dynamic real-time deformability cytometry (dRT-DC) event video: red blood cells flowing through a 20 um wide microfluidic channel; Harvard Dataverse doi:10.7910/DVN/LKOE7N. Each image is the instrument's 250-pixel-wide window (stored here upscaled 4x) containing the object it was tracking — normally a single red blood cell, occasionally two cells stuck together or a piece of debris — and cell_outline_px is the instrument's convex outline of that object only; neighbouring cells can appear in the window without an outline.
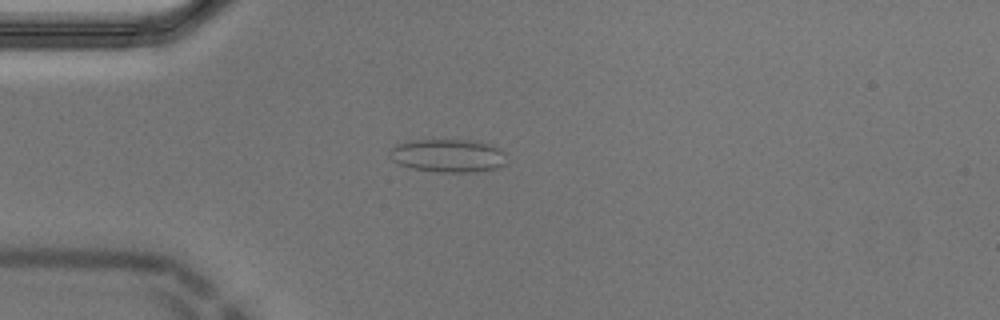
{"species": "Egyptian fruit bat (a non-hibernating species)", "species_latin": "Rousettus aegyptiacus", "temperature_condition": "cold", "stored_images_in_passage": 53, "camera_frame_rate_fps": 3000, "um_per_image_px": 0.085, "animal": {"sex": "male"}, "frame": {"image": 1, "passage_image": 13, "time_ms": 4.0, "image_size_px": [1000, 320], "cell_outline_px": [[504, 164], [496, 168], [476, 172], [432, 172], [412, 168], [400, 164], [392, 160], [388, 156], [388, 148], [396, 144], [408, 140], [476, 140], [500, 148], [504, 152]], "centroid_in_image_um": [38.01, 13.22], "position_along_channel_um": 47.0, "area_um2": 22.89}}
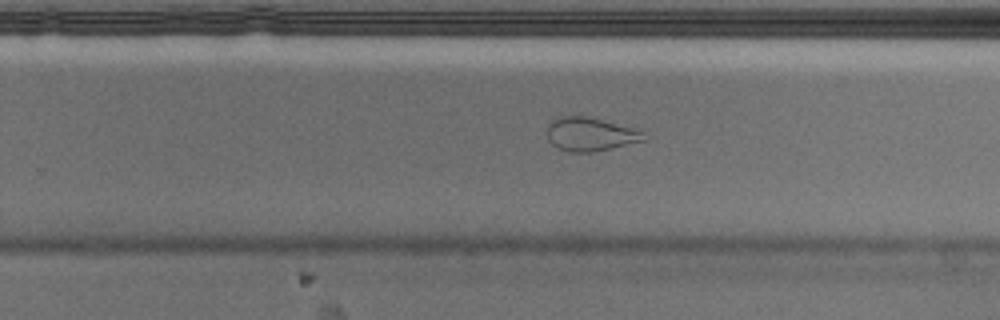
{"frame": {"image": 2, "passage_image": 33, "time_ms": 10.667, "image_size_px": [1000, 320], "cell_outline_px": [[648, 140], [592, 152], [568, 152], [552, 144], [548, 140], [548, 124], [552, 120], [560, 116], [588, 116], [632, 128], [644, 132], [648, 136]], "centroid_in_image_um": [50.2, 11.41], "position_along_channel_um": 279.6, "area_um2": 18.9}}
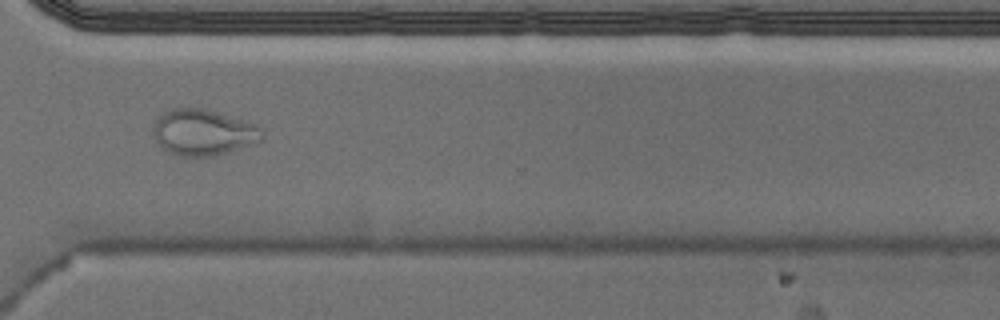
{"frame": {"image": 3, "passage_image": 39, "time_ms": 12.667, "image_size_px": [1000, 320], "cell_outline_px": [[264, 140], [212, 156], [180, 156], [164, 148], [156, 140], [152, 132], [156, 120], [164, 112], [172, 108], [204, 108], [256, 124], [264, 132]], "centroid_in_image_um": [17.3, 11.24], "position_along_channel_um": 353.3, "area_um2": 28.84}, "authors_computed_cell_mechanics": {"area_um2": 23.987, "velocity_mm_per_s": 3.6887, "shape_relaxation_time_tau1_ms": null, "shape_relaxation_time_tau2_ms": 0.9861, "deformation_change_tau1": null, "deformation_change_tau2": 0.0572}}